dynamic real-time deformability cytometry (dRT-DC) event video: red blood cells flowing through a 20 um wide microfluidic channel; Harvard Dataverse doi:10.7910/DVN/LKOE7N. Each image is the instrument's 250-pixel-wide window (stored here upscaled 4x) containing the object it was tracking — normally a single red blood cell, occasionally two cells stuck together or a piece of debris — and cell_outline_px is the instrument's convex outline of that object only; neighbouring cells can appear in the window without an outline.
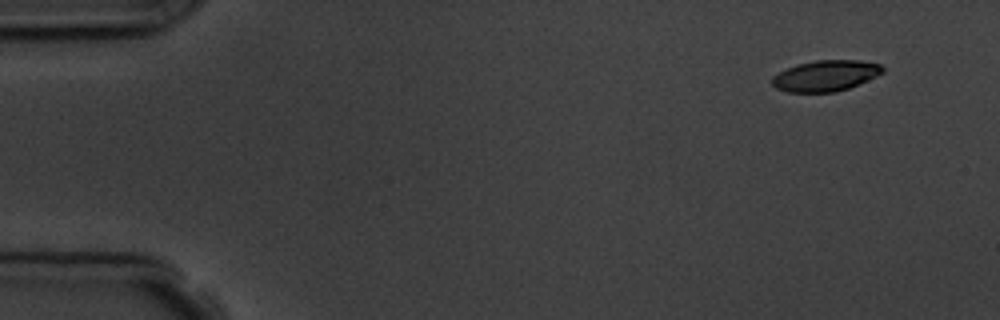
{"species": "common noctule bat (a hibernating species)", "species_latin": "Nyctalus noctula", "temperature_condition": "room temperature", "stored_images_in_passage": 5, "camera_frame_rate_fps": 3000, "um_per_image_px": 0.085, "animal": {"sex": "male", "body_mass_g": 19.5, "forearm_length_mm": 54.6}, "frame": {"image": 1, "passage_image": 1, "time_ms": 0.0, "image_size_px": [1000, 320], "cell_outline_px": [[884, 72], [868, 80], [848, 88], [836, 92], [788, 92], [776, 88], [772, 84], [772, 76], [796, 64], [816, 60], [860, 60], [880, 64], [884, 68]], "centroid_in_image_um": [70.18, 6.43], "position_along_channel_um": 14.8, "area_um2": 19.88}}
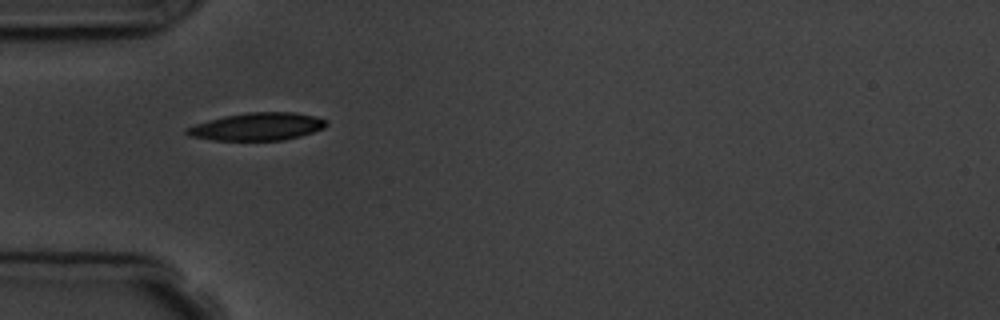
{"frame": {"image": 2, "passage_image": 4, "time_ms": 4.333, "image_size_px": [1000, 320], "cell_outline_px": [[328, 124], [324, 128], [300, 136], [284, 140], [212, 140], [188, 136], [184, 132], [184, 128], [208, 120], [224, 116], [248, 112], [292, 112], [312, 116], [328, 120]], "centroid_in_image_um": [21.84, 10.76], "position_along_channel_um": 63.2, "area_um2": 22.48}}